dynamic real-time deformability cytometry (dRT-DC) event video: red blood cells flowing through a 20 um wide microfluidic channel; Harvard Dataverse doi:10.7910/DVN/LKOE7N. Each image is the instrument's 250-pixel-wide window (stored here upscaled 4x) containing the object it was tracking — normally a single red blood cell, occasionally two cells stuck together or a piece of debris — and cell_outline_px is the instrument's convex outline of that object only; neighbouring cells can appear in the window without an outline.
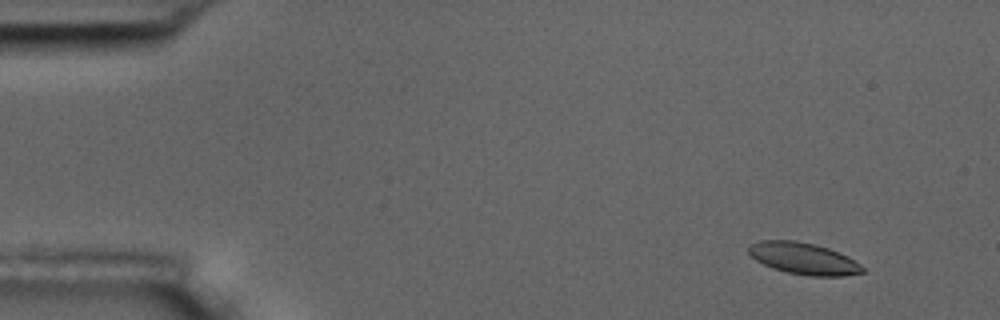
{"species": "common noctule bat (a hibernating species)", "species_latin": "Nyctalus noctula", "temperature_condition": "room temperature", "stored_images_in_passage": 6, "camera_frame_rate_fps": 3000, "um_per_image_px": 0.085, "animal": {"sex": "male", "body_mass_g": 17.5, "forearm_length_mm": 52.3}, "frame": {"image": 1, "passage_image": 2, "time_ms": 1.333, "image_size_px": [1000, 320], "cell_outline_px": [[864, 272], [844, 276], [808, 276], [788, 272], [772, 268], [756, 260], [748, 252], [748, 248], [752, 244], [760, 240], [796, 240], [816, 244], [828, 248], [848, 256], [860, 264], [864, 268]], "centroid_in_image_um": [68.32, 21.97], "position_along_channel_um": 16.7, "area_um2": 21.04}}
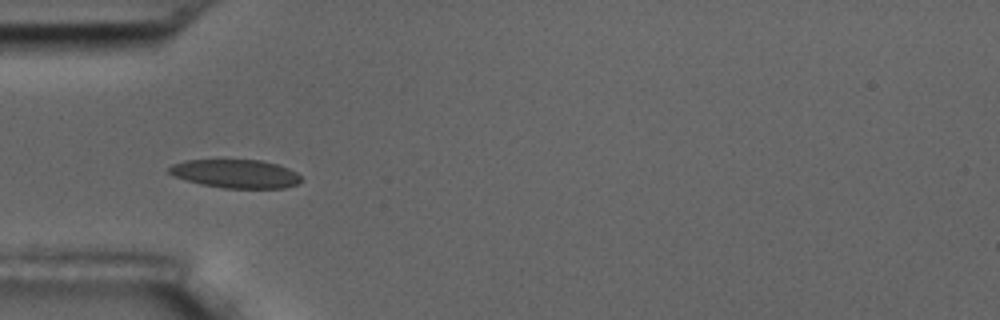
{"frame": {"image": 2, "passage_image": 6, "time_ms": 5.667, "image_size_px": [1000, 320], "cell_outline_px": [[300, 180], [296, 184], [284, 188], [224, 188], [200, 184], [172, 176], [168, 172], [168, 168], [172, 164], [184, 160], [260, 160], [276, 164], [288, 168], [296, 172], [300, 176]], "centroid_in_image_um": [19.98, 14.77], "position_along_channel_um": 65.0, "area_um2": 21.91}}